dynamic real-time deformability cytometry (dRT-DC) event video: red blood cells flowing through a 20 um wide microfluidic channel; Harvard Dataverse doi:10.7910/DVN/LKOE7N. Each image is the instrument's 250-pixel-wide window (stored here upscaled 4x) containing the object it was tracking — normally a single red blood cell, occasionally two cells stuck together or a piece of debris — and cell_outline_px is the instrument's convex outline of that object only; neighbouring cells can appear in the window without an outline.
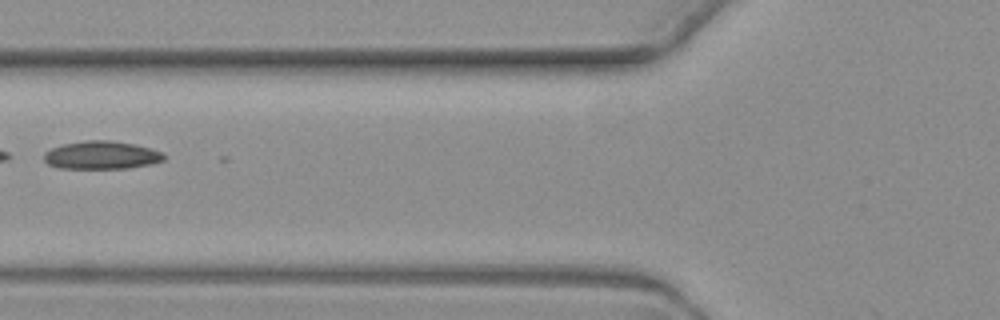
{"species": "common noctule bat (a hibernating species)", "species_latin": "Nyctalus noctula", "temperature_condition": "warm", "stored_images_in_passage": 4, "camera_frame_rate_fps": 3000, "um_per_image_px": 0.085, "animal": {"sex": "female", "body_mass_g": 19.3, "forearm_length_mm": 54.1}, "frame": {"image": 1, "passage_image": 4, "time_ms": 3.667, "image_size_px": [1000, 320], "cell_outline_px": [[164, 160], [152, 164], [128, 168], [60, 168], [48, 164], [44, 160], [44, 152], [52, 148], [64, 144], [84, 140], [108, 140], [136, 144], [152, 148], [160, 152], [164, 156]], "centroid_in_image_um": [8.63, 13.18], "position_along_channel_um": 117.2, "area_um2": 19.59}}